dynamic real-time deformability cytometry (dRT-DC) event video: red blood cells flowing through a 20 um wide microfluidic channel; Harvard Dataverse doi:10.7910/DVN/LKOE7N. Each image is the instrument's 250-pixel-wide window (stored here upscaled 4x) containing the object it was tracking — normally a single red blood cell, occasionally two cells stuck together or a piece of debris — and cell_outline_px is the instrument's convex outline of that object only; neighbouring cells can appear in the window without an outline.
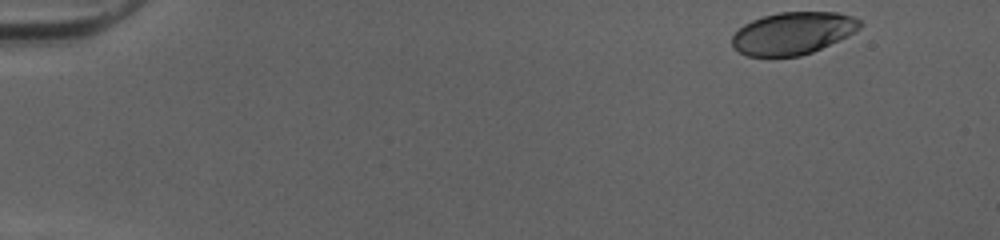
{"species": "human", "species_latin": "Homo sapiens", "temperature_condition": "cold", "stored_images_in_passage": 48, "camera_frame_rate_fps": 3000, "um_per_image_px": 0.085, "donor": {"sex": "female"}, "frame": {"image": 1, "passage_image": 1, "time_ms": 0.0, "image_size_px": [1000, 240], "cell_outline_px": [[864, 24], [860, 28], [848, 36], [812, 52], [800, 56], [748, 56], [740, 52], [732, 44], [732, 36], [744, 24], [752, 20], [764, 16], [780, 12], [836, 12], [852, 16], [860, 20]], "centroid_in_image_um": [67.42, 2.82], "position_along_channel_um": 17.6, "area_um2": 31.39}}
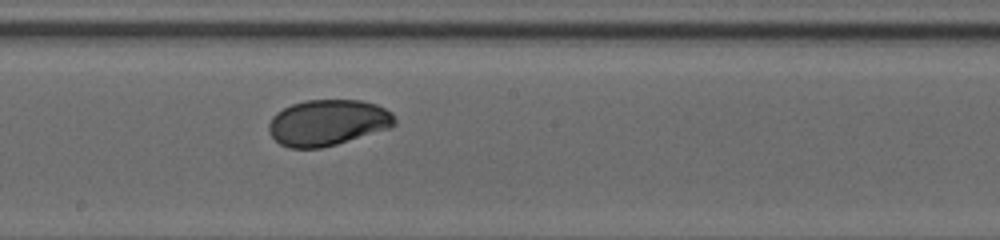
{"frame": {"image": 2, "passage_image": 26, "time_ms": 8.333, "image_size_px": [1000, 240], "cell_outline_px": [[396, 124], [392, 128], [336, 144], [320, 148], [288, 148], [280, 144], [268, 132], [268, 124], [272, 116], [276, 112], [292, 104], [304, 100], [360, 100], [376, 104], [392, 112], [396, 120]], "centroid_in_image_um": [27.86, 10.42], "position_along_channel_um": 220.3, "area_um2": 33.99}}
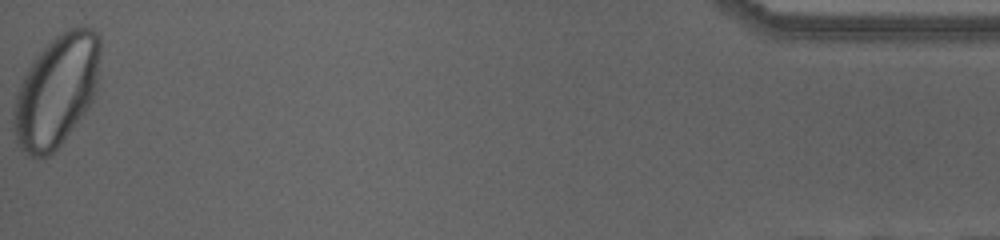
{"frame": {"image": 3, "passage_image": 48, "time_ms": 15.667, "image_size_px": [1000, 240], "cell_outline_px": [[100, 52], [96, 88], [92, 100], [88, 108], [60, 144], [48, 156], [36, 160], [20, 148], [16, 140], [12, 116], [16, 96], [20, 84], [32, 60], [56, 36], [68, 28], [92, 28], [100, 36]], "centroid_in_image_um": [4.79, 7.74], "position_along_channel_um": 430.4, "area_um2": 55.89}, "authors_computed_cell_mechanics": {"area_um2": 34.0442, "velocity_mm_per_s": 4.0248, "shape_relaxation_time_tau1_ms": 2.4076, "shape_relaxation_time_tau2_ms": null, "deformation_change_tau1": 0.1127, "deformation_change_tau2": null}}